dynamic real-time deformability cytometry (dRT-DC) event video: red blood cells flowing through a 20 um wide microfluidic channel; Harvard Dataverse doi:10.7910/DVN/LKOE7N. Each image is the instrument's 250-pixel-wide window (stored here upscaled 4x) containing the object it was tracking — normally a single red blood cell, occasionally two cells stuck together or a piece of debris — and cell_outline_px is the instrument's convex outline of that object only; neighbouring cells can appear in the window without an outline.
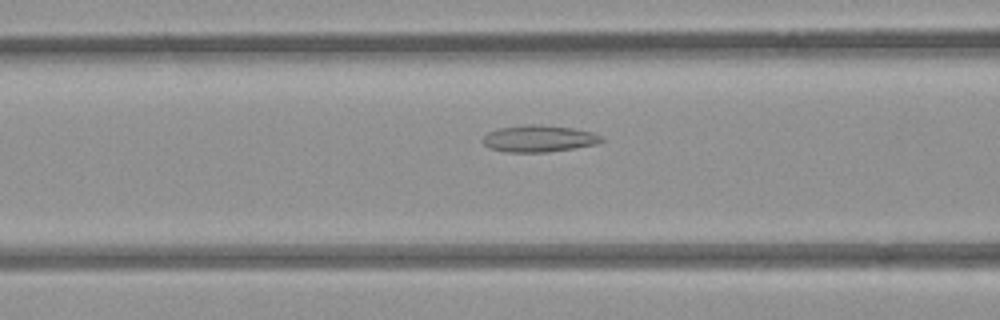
{"species": "common noctule bat (a hibernating species)", "species_latin": "Nyctalus noctula", "temperature_condition": "room temperature", "stored_images_in_passage": 23, "camera_frame_rate_fps": 3000, "um_per_image_px": 0.085, "animal": {"sex": "female", "body_mass_g": 21.9}, "frame": {"image": 1, "passage_image": 5, "time_ms": 1.333, "image_size_px": [1000, 320], "cell_outline_px": [[604, 140], [596, 144], [548, 152], [504, 152], [488, 148], [480, 140], [488, 132], [500, 128], [524, 124], [540, 124], [572, 128], [592, 132], [600, 136]], "centroid_in_image_um": [45.75, 11.78], "position_along_channel_um": 120.9, "area_um2": 18.55}}
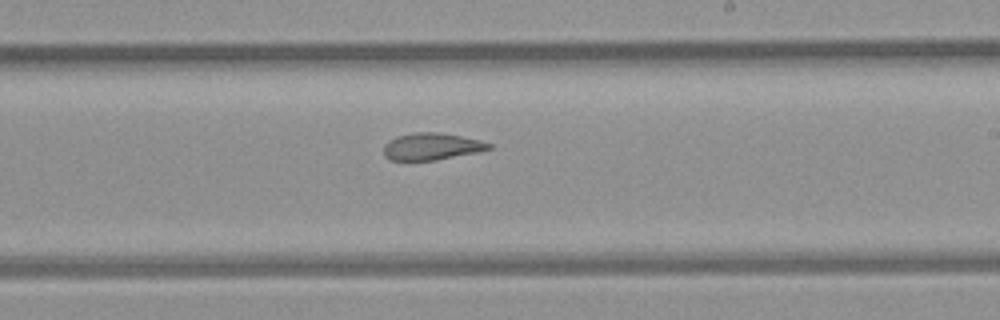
{"frame": {"image": 2, "passage_image": 15, "time_ms": 4.667, "image_size_px": [1000, 320], "cell_outline_px": [[492, 148], [476, 152], [436, 160], [388, 160], [384, 156], [384, 144], [388, 140], [396, 136], [416, 132], [440, 132], [480, 140], [492, 144]], "centroid_in_image_um": [36.65, 12.44], "position_along_channel_um": 252.4, "area_um2": 16.53}}
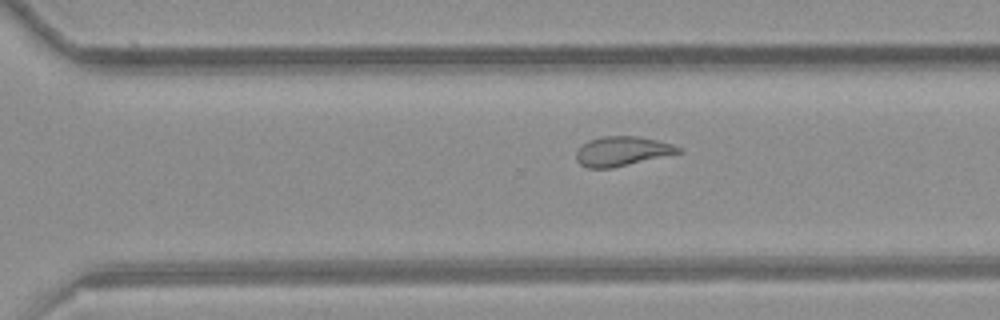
{"frame": {"image": 3, "passage_image": 20, "time_ms": 6.333, "image_size_px": [1000, 320], "cell_outline_px": [[684, 152], [612, 168], [588, 168], [580, 164], [576, 160], [576, 152], [588, 140], [604, 136], [636, 136], [656, 140], [672, 144], [680, 148]], "centroid_in_image_um": [52.88, 12.86], "position_along_channel_um": 317.7, "area_um2": 17.46}}